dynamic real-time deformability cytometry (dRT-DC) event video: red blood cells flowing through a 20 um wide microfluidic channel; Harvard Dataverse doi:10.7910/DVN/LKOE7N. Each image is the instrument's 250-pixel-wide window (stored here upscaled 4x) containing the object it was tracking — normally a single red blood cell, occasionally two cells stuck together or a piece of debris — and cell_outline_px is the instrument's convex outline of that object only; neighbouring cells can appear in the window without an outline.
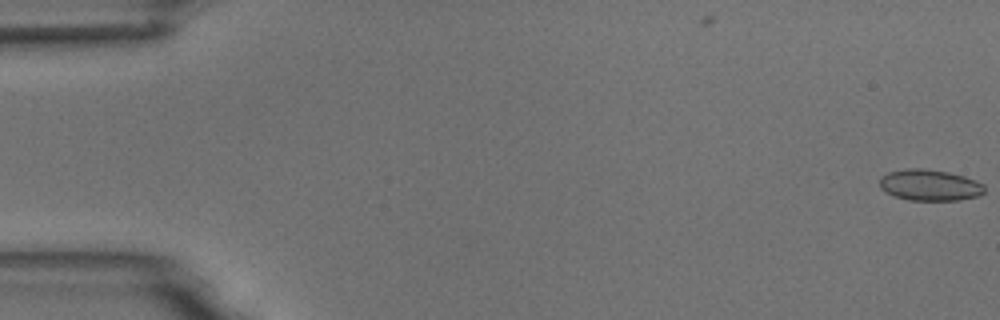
{"species": "common noctule bat (a hibernating species)", "species_latin": "Nyctalus noctula", "temperature_condition": "room temperature", "stored_images_in_passage": 6, "camera_frame_rate_fps": 3000, "um_per_image_px": 0.085, "animal": {"sex": "male", "body_mass_g": 18.8}, "frame": {"image": 1, "passage_image": 1, "time_ms": 0.0, "image_size_px": [1000, 320], "cell_outline_px": [[984, 192], [980, 196], [960, 200], [908, 200], [896, 196], [880, 188], [880, 176], [888, 172], [904, 168], [924, 168], [948, 172], [964, 176], [976, 180], [984, 184]], "centroid_in_image_um": [79.04, 15.72], "position_along_channel_um": 6.0, "area_um2": 19.19}}